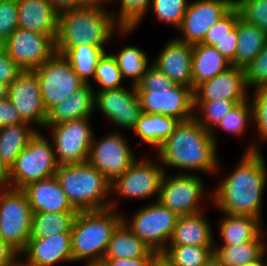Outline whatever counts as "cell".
Here are the masks:
<instances>
[{"instance_id":"cell-17","label":"cell","mask_w":267,"mask_h":266,"mask_svg":"<svg viewBox=\"0 0 267 266\" xmlns=\"http://www.w3.org/2000/svg\"><path fill=\"white\" fill-rule=\"evenodd\" d=\"M95 107L117 127L133 130L142 115L135 89L125 87L95 92Z\"/></svg>"},{"instance_id":"cell-35","label":"cell","mask_w":267,"mask_h":266,"mask_svg":"<svg viewBox=\"0 0 267 266\" xmlns=\"http://www.w3.org/2000/svg\"><path fill=\"white\" fill-rule=\"evenodd\" d=\"M112 55L117 61L123 79L124 77L133 79L131 83L134 86L142 80L150 66L146 52L135 46H125L117 54L112 53Z\"/></svg>"},{"instance_id":"cell-50","label":"cell","mask_w":267,"mask_h":266,"mask_svg":"<svg viewBox=\"0 0 267 266\" xmlns=\"http://www.w3.org/2000/svg\"><path fill=\"white\" fill-rule=\"evenodd\" d=\"M156 257H143L137 259L103 258L108 266H149Z\"/></svg>"},{"instance_id":"cell-32","label":"cell","mask_w":267,"mask_h":266,"mask_svg":"<svg viewBox=\"0 0 267 266\" xmlns=\"http://www.w3.org/2000/svg\"><path fill=\"white\" fill-rule=\"evenodd\" d=\"M77 212L32 213L30 239L47 238L58 233H71Z\"/></svg>"},{"instance_id":"cell-42","label":"cell","mask_w":267,"mask_h":266,"mask_svg":"<svg viewBox=\"0 0 267 266\" xmlns=\"http://www.w3.org/2000/svg\"><path fill=\"white\" fill-rule=\"evenodd\" d=\"M188 2V0H152L150 9L160 22L171 24L179 29Z\"/></svg>"},{"instance_id":"cell-30","label":"cell","mask_w":267,"mask_h":266,"mask_svg":"<svg viewBox=\"0 0 267 266\" xmlns=\"http://www.w3.org/2000/svg\"><path fill=\"white\" fill-rule=\"evenodd\" d=\"M34 127L25 121L0 128V158L7 167L14 164L20 152L37 133L38 129Z\"/></svg>"},{"instance_id":"cell-21","label":"cell","mask_w":267,"mask_h":266,"mask_svg":"<svg viewBox=\"0 0 267 266\" xmlns=\"http://www.w3.org/2000/svg\"><path fill=\"white\" fill-rule=\"evenodd\" d=\"M192 50V44L180 42L174 37L152 64L176 85L192 88Z\"/></svg>"},{"instance_id":"cell-25","label":"cell","mask_w":267,"mask_h":266,"mask_svg":"<svg viewBox=\"0 0 267 266\" xmlns=\"http://www.w3.org/2000/svg\"><path fill=\"white\" fill-rule=\"evenodd\" d=\"M211 224L204 212L179 216L168 246L214 247Z\"/></svg>"},{"instance_id":"cell-5","label":"cell","mask_w":267,"mask_h":266,"mask_svg":"<svg viewBox=\"0 0 267 266\" xmlns=\"http://www.w3.org/2000/svg\"><path fill=\"white\" fill-rule=\"evenodd\" d=\"M55 176L76 211L115 209L118 199L108 200L111 183L87 161L59 165Z\"/></svg>"},{"instance_id":"cell-28","label":"cell","mask_w":267,"mask_h":266,"mask_svg":"<svg viewBox=\"0 0 267 266\" xmlns=\"http://www.w3.org/2000/svg\"><path fill=\"white\" fill-rule=\"evenodd\" d=\"M238 46L231 66L245 69L267 43V33L240 16L236 23Z\"/></svg>"},{"instance_id":"cell-40","label":"cell","mask_w":267,"mask_h":266,"mask_svg":"<svg viewBox=\"0 0 267 266\" xmlns=\"http://www.w3.org/2000/svg\"><path fill=\"white\" fill-rule=\"evenodd\" d=\"M250 102L247 99L236 103L216 127L240 137L246 131L250 119L253 118V108Z\"/></svg>"},{"instance_id":"cell-52","label":"cell","mask_w":267,"mask_h":266,"mask_svg":"<svg viewBox=\"0 0 267 266\" xmlns=\"http://www.w3.org/2000/svg\"><path fill=\"white\" fill-rule=\"evenodd\" d=\"M52 4V7L60 14L63 11L82 8L94 0H47Z\"/></svg>"},{"instance_id":"cell-18","label":"cell","mask_w":267,"mask_h":266,"mask_svg":"<svg viewBox=\"0 0 267 266\" xmlns=\"http://www.w3.org/2000/svg\"><path fill=\"white\" fill-rule=\"evenodd\" d=\"M8 99L24 121L36 126H45L47 111L43 104L40 83L34 71L23 70L8 85Z\"/></svg>"},{"instance_id":"cell-20","label":"cell","mask_w":267,"mask_h":266,"mask_svg":"<svg viewBox=\"0 0 267 266\" xmlns=\"http://www.w3.org/2000/svg\"><path fill=\"white\" fill-rule=\"evenodd\" d=\"M26 266H55L72 260L71 233H58L54 236L29 239L21 252Z\"/></svg>"},{"instance_id":"cell-47","label":"cell","mask_w":267,"mask_h":266,"mask_svg":"<svg viewBox=\"0 0 267 266\" xmlns=\"http://www.w3.org/2000/svg\"><path fill=\"white\" fill-rule=\"evenodd\" d=\"M22 71L6 52L0 54V82L9 85Z\"/></svg>"},{"instance_id":"cell-15","label":"cell","mask_w":267,"mask_h":266,"mask_svg":"<svg viewBox=\"0 0 267 266\" xmlns=\"http://www.w3.org/2000/svg\"><path fill=\"white\" fill-rule=\"evenodd\" d=\"M121 134L114 131L98 142L93 138L87 160L111 184L136 160L129 143Z\"/></svg>"},{"instance_id":"cell-39","label":"cell","mask_w":267,"mask_h":266,"mask_svg":"<svg viewBox=\"0 0 267 266\" xmlns=\"http://www.w3.org/2000/svg\"><path fill=\"white\" fill-rule=\"evenodd\" d=\"M152 0H120V9L115 15L116 24L121 29H135L143 20V17L151 7Z\"/></svg>"},{"instance_id":"cell-38","label":"cell","mask_w":267,"mask_h":266,"mask_svg":"<svg viewBox=\"0 0 267 266\" xmlns=\"http://www.w3.org/2000/svg\"><path fill=\"white\" fill-rule=\"evenodd\" d=\"M93 80L100 85V88L94 92L123 87L121 85L123 77L117 61L112 54H107L105 51L99 57L96 63Z\"/></svg>"},{"instance_id":"cell-3","label":"cell","mask_w":267,"mask_h":266,"mask_svg":"<svg viewBox=\"0 0 267 266\" xmlns=\"http://www.w3.org/2000/svg\"><path fill=\"white\" fill-rule=\"evenodd\" d=\"M107 1L111 0H94L85 7L59 14L56 53L62 55L68 48L83 44L104 49L113 34L132 33L133 29H121L116 24L112 12L105 7Z\"/></svg>"},{"instance_id":"cell-13","label":"cell","mask_w":267,"mask_h":266,"mask_svg":"<svg viewBox=\"0 0 267 266\" xmlns=\"http://www.w3.org/2000/svg\"><path fill=\"white\" fill-rule=\"evenodd\" d=\"M155 162V163H154ZM137 159L111 184V194L131 199L159 197L160 186L165 174L160 161ZM160 164V165H159Z\"/></svg>"},{"instance_id":"cell-56","label":"cell","mask_w":267,"mask_h":266,"mask_svg":"<svg viewBox=\"0 0 267 266\" xmlns=\"http://www.w3.org/2000/svg\"><path fill=\"white\" fill-rule=\"evenodd\" d=\"M8 98V85L0 82V101Z\"/></svg>"},{"instance_id":"cell-41","label":"cell","mask_w":267,"mask_h":266,"mask_svg":"<svg viewBox=\"0 0 267 266\" xmlns=\"http://www.w3.org/2000/svg\"><path fill=\"white\" fill-rule=\"evenodd\" d=\"M253 119L257 126L259 144L251 143L246 152L259 151L261 142H267V86L256 88L253 92Z\"/></svg>"},{"instance_id":"cell-19","label":"cell","mask_w":267,"mask_h":266,"mask_svg":"<svg viewBox=\"0 0 267 266\" xmlns=\"http://www.w3.org/2000/svg\"><path fill=\"white\" fill-rule=\"evenodd\" d=\"M244 69L231 66L214 78L197 85L193 90L194 102L218 100H247L249 98Z\"/></svg>"},{"instance_id":"cell-57","label":"cell","mask_w":267,"mask_h":266,"mask_svg":"<svg viewBox=\"0 0 267 266\" xmlns=\"http://www.w3.org/2000/svg\"><path fill=\"white\" fill-rule=\"evenodd\" d=\"M86 266H108V265L105 261L101 260V261L87 262Z\"/></svg>"},{"instance_id":"cell-7","label":"cell","mask_w":267,"mask_h":266,"mask_svg":"<svg viewBox=\"0 0 267 266\" xmlns=\"http://www.w3.org/2000/svg\"><path fill=\"white\" fill-rule=\"evenodd\" d=\"M45 137L37 131L20 152L10 167V188L22 189L29 183L55 176L59 165L52 141Z\"/></svg>"},{"instance_id":"cell-53","label":"cell","mask_w":267,"mask_h":266,"mask_svg":"<svg viewBox=\"0 0 267 266\" xmlns=\"http://www.w3.org/2000/svg\"><path fill=\"white\" fill-rule=\"evenodd\" d=\"M10 188V168L0 158V189Z\"/></svg>"},{"instance_id":"cell-14","label":"cell","mask_w":267,"mask_h":266,"mask_svg":"<svg viewBox=\"0 0 267 266\" xmlns=\"http://www.w3.org/2000/svg\"><path fill=\"white\" fill-rule=\"evenodd\" d=\"M5 52L22 70L34 71L56 53L55 40L51 36L17 28L5 40Z\"/></svg>"},{"instance_id":"cell-6","label":"cell","mask_w":267,"mask_h":266,"mask_svg":"<svg viewBox=\"0 0 267 266\" xmlns=\"http://www.w3.org/2000/svg\"><path fill=\"white\" fill-rule=\"evenodd\" d=\"M115 210L77 211L71 227L72 260L101 261L123 215ZM117 213V214H115Z\"/></svg>"},{"instance_id":"cell-1","label":"cell","mask_w":267,"mask_h":266,"mask_svg":"<svg viewBox=\"0 0 267 266\" xmlns=\"http://www.w3.org/2000/svg\"><path fill=\"white\" fill-rule=\"evenodd\" d=\"M234 171L210 194L213 205L227 215L262 217L267 167L262 153L245 152Z\"/></svg>"},{"instance_id":"cell-31","label":"cell","mask_w":267,"mask_h":266,"mask_svg":"<svg viewBox=\"0 0 267 266\" xmlns=\"http://www.w3.org/2000/svg\"><path fill=\"white\" fill-rule=\"evenodd\" d=\"M179 121L161 114L142 113L132 132L142 140L158 149L172 134Z\"/></svg>"},{"instance_id":"cell-29","label":"cell","mask_w":267,"mask_h":266,"mask_svg":"<svg viewBox=\"0 0 267 266\" xmlns=\"http://www.w3.org/2000/svg\"><path fill=\"white\" fill-rule=\"evenodd\" d=\"M159 254L140 240L122 221L108 243L104 258L137 259L143 257H157Z\"/></svg>"},{"instance_id":"cell-46","label":"cell","mask_w":267,"mask_h":266,"mask_svg":"<svg viewBox=\"0 0 267 266\" xmlns=\"http://www.w3.org/2000/svg\"><path fill=\"white\" fill-rule=\"evenodd\" d=\"M17 28V0H0V38L5 41Z\"/></svg>"},{"instance_id":"cell-49","label":"cell","mask_w":267,"mask_h":266,"mask_svg":"<svg viewBox=\"0 0 267 266\" xmlns=\"http://www.w3.org/2000/svg\"><path fill=\"white\" fill-rule=\"evenodd\" d=\"M237 46L238 37H224L217 40V43L213 45L230 63L235 59Z\"/></svg>"},{"instance_id":"cell-2","label":"cell","mask_w":267,"mask_h":266,"mask_svg":"<svg viewBox=\"0 0 267 266\" xmlns=\"http://www.w3.org/2000/svg\"><path fill=\"white\" fill-rule=\"evenodd\" d=\"M216 148L211 133L193 117L178 123L156 150V157L162 166L179 168L181 173L193 170L214 174L219 168Z\"/></svg>"},{"instance_id":"cell-22","label":"cell","mask_w":267,"mask_h":266,"mask_svg":"<svg viewBox=\"0 0 267 266\" xmlns=\"http://www.w3.org/2000/svg\"><path fill=\"white\" fill-rule=\"evenodd\" d=\"M32 213L77 212L69 203L56 176L29 183L21 189Z\"/></svg>"},{"instance_id":"cell-59","label":"cell","mask_w":267,"mask_h":266,"mask_svg":"<svg viewBox=\"0 0 267 266\" xmlns=\"http://www.w3.org/2000/svg\"><path fill=\"white\" fill-rule=\"evenodd\" d=\"M5 52V41L0 38V54Z\"/></svg>"},{"instance_id":"cell-11","label":"cell","mask_w":267,"mask_h":266,"mask_svg":"<svg viewBox=\"0 0 267 266\" xmlns=\"http://www.w3.org/2000/svg\"><path fill=\"white\" fill-rule=\"evenodd\" d=\"M46 111L67 99L85 82L74 72L69 61L55 53L42 66L34 70Z\"/></svg>"},{"instance_id":"cell-43","label":"cell","mask_w":267,"mask_h":266,"mask_svg":"<svg viewBox=\"0 0 267 266\" xmlns=\"http://www.w3.org/2000/svg\"><path fill=\"white\" fill-rule=\"evenodd\" d=\"M240 17L267 33V0H234Z\"/></svg>"},{"instance_id":"cell-16","label":"cell","mask_w":267,"mask_h":266,"mask_svg":"<svg viewBox=\"0 0 267 266\" xmlns=\"http://www.w3.org/2000/svg\"><path fill=\"white\" fill-rule=\"evenodd\" d=\"M234 0H196L188 2L182 24V38L176 39L183 43H201L209 29L220 21L232 8Z\"/></svg>"},{"instance_id":"cell-36","label":"cell","mask_w":267,"mask_h":266,"mask_svg":"<svg viewBox=\"0 0 267 266\" xmlns=\"http://www.w3.org/2000/svg\"><path fill=\"white\" fill-rule=\"evenodd\" d=\"M214 247L167 246L161 253L171 266H205L213 257Z\"/></svg>"},{"instance_id":"cell-45","label":"cell","mask_w":267,"mask_h":266,"mask_svg":"<svg viewBox=\"0 0 267 266\" xmlns=\"http://www.w3.org/2000/svg\"><path fill=\"white\" fill-rule=\"evenodd\" d=\"M246 85L254 89L267 86V43L260 53L244 69Z\"/></svg>"},{"instance_id":"cell-54","label":"cell","mask_w":267,"mask_h":266,"mask_svg":"<svg viewBox=\"0 0 267 266\" xmlns=\"http://www.w3.org/2000/svg\"><path fill=\"white\" fill-rule=\"evenodd\" d=\"M266 252L267 250L258 259L252 262H249L248 264L244 266H267V262L266 263L264 262L265 255L267 254Z\"/></svg>"},{"instance_id":"cell-4","label":"cell","mask_w":267,"mask_h":266,"mask_svg":"<svg viewBox=\"0 0 267 266\" xmlns=\"http://www.w3.org/2000/svg\"><path fill=\"white\" fill-rule=\"evenodd\" d=\"M135 89L142 113L161 114L179 122L195 115L193 89L176 85L153 64Z\"/></svg>"},{"instance_id":"cell-9","label":"cell","mask_w":267,"mask_h":266,"mask_svg":"<svg viewBox=\"0 0 267 266\" xmlns=\"http://www.w3.org/2000/svg\"><path fill=\"white\" fill-rule=\"evenodd\" d=\"M133 216L128 222L123 217V221L151 250L161 254L168 246L179 216L156 200Z\"/></svg>"},{"instance_id":"cell-8","label":"cell","mask_w":267,"mask_h":266,"mask_svg":"<svg viewBox=\"0 0 267 266\" xmlns=\"http://www.w3.org/2000/svg\"><path fill=\"white\" fill-rule=\"evenodd\" d=\"M32 210L21 189H0V238L20 255L31 231Z\"/></svg>"},{"instance_id":"cell-34","label":"cell","mask_w":267,"mask_h":266,"mask_svg":"<svg viewBox=\"0 0 267 266\" xmlns=\"http://www.w3.org/2000/svg\"><path fill=\"white\" fill-rule=\"evenodd\" d=\"M106 50L97 46L83 44L68 48L62 55L69 61L74 72L85 82L95 75L96 63Z\"/></svg>"},{"instance_id":"cell-24","label":"cell","mask_w":267,"mask_h":266,"mask_svg":"<svg viewBox=\"0 0 267 266\" xmlns=\"http://www.w3.org/2000/svg\"><path fill=\"white\" fill-rule=\"evenodd\" d=\"M95 92L90 83H84L67 99L47 112L45 126L91 117L95 107Z\"/></svg>"},{"instance_id":"cell-33","label":"cell","mask_w":267,"mask_h":266,"mask_svg":"<svg viewBox=\"0 0 267 266\" xmlns=\"http://www.w3.org/2000/svg\"><path fill=\"white\" fill-rule=\"evenodd\" d=\"M267 249L262 240L244 242L238 246L214 245L213 256L223 266H244L258 259Z\"/></svg>"},{"instance_id":"cell-55","label":"cell","mask_w":267,"mask_h":266,"mask_svg":"<svg viewBox=\"0 0 267 266\" xmlns=\"http://www.w3.org/2000/svg\"><path fill=\"white\" fill-rule=\"evenodd\" d=\"M149 266H171L164 257L159 254Z\"/></svg>"},{"instance_id":"cell-48","label":"cell","mask_w":267,"mask_h":266,"mask_svg":"<svg viewBox=\"0 0 267 266\" xmlns=\"http://www.w3.org/2000/svg\"><path fill=\"white\" fill-rule=\"evenodd\" d=\"M22 122L25 121L8 98L0 101V128Z\"/></svg>"},{"instance_id":"cell-26","label":"cell","mask_w":267,"mask_h":266,"mask_svg":"<svg viewBox=\"0 0 267 266\" xmlns=\"http://www.w3.org/2000/svg\"><path fill=\"white\" fill-rule=\"evenodd\" d=\"M230 67L231 63L213 46L202 43L193 44L192 89Z\"/></svg>"},{"instance_id":"cell-44","label":"cell","mask_w":267,"mask_h":266,"mask_svg":"<svg viewBox=\"0 0 267 266\" xmlns=\"http://www.w3.org/2000/svg\"><path fill=\"white\" fill-rule=\"evenodd\" d=\"M240 14L234 6L220 21L216 22L207 32L202 44L211 45L224 37H237L236 23Z\"/></svg>"},{"instance_id":"cell-37","label":"cell","mask_w":267,"mask_h":266,"mask_svg":"<svg viewBox=\"0 0 267 266\" xmlns=\"http://www.w3.org/2000/svg\"><path fill=\"white\" fill-rule=\"evenodd\" d=\"M244 100H218L209 102H194L195 112L194 118L198 123L207 131H209L214 139L216 145L218 144L215 139V127L220 123L223 117L234 107L236 103ZM200 113L199 115H197ZM202 113V114H201ZM203 115V116H201Z\"/></svg>"},{"instance_id":"cell-10","label":"cell","mask_w":267,"mask_h":266,"mask_svg":"<svg viewBox=\"0 0 267 266\" xmlns=\"http://www.w3.org/2000/svg\"><path fill=\"white\" fill-rule=\"evenodd\" d=\"M89 118L91 117L45 126L51 130L49 140L52 141L58 165L83 163L88 160L94 138Z\"/></svg>"},{"instance_id":"cell-27","label":"cell","mask_w":267,"mask_h":266,"mask_svg":"<svg viewBox=\"0 0 267 266\" xmlns=\"http://www.w3.org/2000/svg\"><path fill=\"white\" fill-rule=\"evenodd\" d=\"M220 221L221 246H238L252 240H263L262 220L247 215H227Z\"/></svg>"},{"instance_id":"cell-51","label":"cell","mask_w":267,"mask_h":266,"mask_svg":"<svg viewBox=\"0 0 267 266\" xmlns=\"http://www.w3.org/2000/svg\"><path fill=\"white\" fill-rule=\"evenodd\" d=\"M20 255L9 244L0 238V266H14Z\"/></svg>"},{"instance_id":"cell-58","label":"cell","mask_w":267,"mask_h":266,"mask_svg":"<svg viewBox=\"0 0 267 266\" xmlns=\"http://www.w3.org/2000/svg\"><path fill=\"white\" fill-rule=\"evenodd\" d=\"M205 266H223L217 259L213 256L212 259Z\"/></svg>"},{"instance_id":"cell-60","label":"cell","mask_w":267,"mask_h":266,"mask_svg":"<svg viewBox=\"0 0 267 266\" xmlns=\"http://www.w3.org/2000/svg\"><path fill=\"white\" fill-rule=\"evenodd\" d=\"M14 266H26L25 264H23L19 258V261L14 265Z\"/></svg>"},{"instance_id":"cell-23","label":"cell","mask_w":267,"mask_h":266,"mask_svg":"<svg viewBox=\"0 0 267 266\" xmlns=\"http://www.w3.org/2000/svg\"><path fill=\"white\" fill-rule=\"evenodd\" d=\"M18 28L34 31L54 40L58 33L59 13L47 0H17Z\"/></svg>"},{"instance_id":"cell-12","label":"cell","mask_w":267,"mask_h":266,"mask_svg":"<svg viewBox=\"0 0 267 266\" xmlns=\"http://www.w3.org/2000/svg\"><path fill=\"white\" fill-rule=\"evenodd\" d=\"M204 181L196 174L178 173L163 176L158 200L178 216L191 215L203 211L201 199ZM200 203V204H199Z\"/></svg>"}]
</instances>
